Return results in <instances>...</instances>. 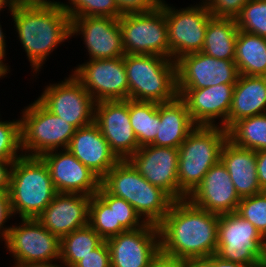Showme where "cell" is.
I'll return each mask as SVG.
<instances>
[{
    "instance_id": "cell-40",
    "label": "cell",
    "mask_w": 266,
    "mask_h": 267,
    "mask_svg": "<svg viewBox=\"0 0 266 267\" xmlns=\"http://www.w3.org/2000/svg\"><path fill=\"white\" fill-rule=\"evenodd\" d=\"M163 0H115L122 15L149 12L159 8Z\"/></svg>"
},
{
    "instance_id": "cell-38",
    "label": "cell",
    "mask_w": 266,
    "mask_h": 267,
    "mask_svg": "<svg viewBox=\"0 0 266 267\" xmlns=\"http://www.w3.org/2000/svg\"><path fill=\"white\" fill-rule=\"evenodd\" d=\"M248 0H210L206 5L212 16L236 18Z\"/></svg>"
},
{
    "instance_id": "cell-13",
    "label": "cell",
    "mask_w": 266,
    "mask_h": 267,
    "mask_svg": "<svg viewBox=\"0 0 266 267\" xmlns=\"http://www.w3.org/2000/svg\"><path fill=\"white\" fill-rule=\"evenodd\" d=\"M22 224L10 228L5 242L15 263L53 262L60 259L61 239L35 218H22Z\"/></svg>"
},
{
    "instance_id": "cell-10",
    "label": "cell",
    "mask_w": 266,
    "mask_h": 267,
    "mask_svg": "<svg viewBox=\"0 0 266 267\" xmlns=\"http://www.w3.org/2000/svg\"><path fill=\"white\" fill-rule=\"evenodd\" d=\"M168 26L169 58L176 61L180 57L201 52L205 32L212 14L205 3L175 9L165 3Z\"/></svg>"
},
{
    "instance_id": "cell-25",
    "label": "cell",
    "mask_w": 266,
    "mask_h": 267,
    "mask_svg": "<svg viewBox=\"0 0 266 267\" xmlns=\"http://www.w3.org/2000/svg\"><path fill=\"white\" fill-rule=\"evenodd\" d=\"M266 113V76L240 75L233 90L227 123L228 130L235 122Z\"/></svg>"
},
{
    "instance_id": "cell-3",
    "label": "cell",
    "mask_w": 266,
    "mask_h": 267,
    "mask_svg": "<svg viewBox=\"0 0 266 267\" xmlns=\"http://www.w3.org/2000/svg\"><path fill=\"white\" fill-rule=\"evenodd\" d=\"M113 196L132 205L146 223L158 225L174 200L162 189L147 181L128 160H119L100 180Z\"/></svg>"
},
{
    "instance_id": "cell-30",
    "label": "cell",
    "mask_w": 266,
    "mask_h": 267,
    "mask_svg": "<svg viewBox=\"0 0 266 267\" xmlns=\"http://www.w3.org/2000/svg\"><path fill=\"white\" fill-rule=\"evenodd\" d=\"M130 124L138 140V145L151 144L158 133V103L129 99Z\"/></svg>"
},
{
    "instance_id": "cell-48",
    "label": "cell",
    "mask_w": 266,
    "mask_h": 267,
    "mask_svg": "<svg viewBox=\"0 0 266 267\" xmlns=\"http://www.w3.org/2000/svg\"><path fill=\"white\" fill-rule=\"evenodd\" d=\"M0 11H2V9H0ZM1 27L2 26L0 24V56L2 58H4L5 55H6V52H5V50H6V43H5V39H4L5 38V35L3 34Z\"/></svg>"
},
{
    "instance_id": "cell-27",
    "label": "cell",
    "mask_w": 266,
    "mask_h": 267,
    "mask_svg": "<svg viewBox=\"0 0 266 267\" xmlns=\"http://www.w3.org/2000/svg\"><path fill=\"white\" fill-rule=\"evenodd\" d=\"M238 31L235 18L211 16L201 52L219 60H235Z\"/></svg>"
},
{
    "instance_id": "cell-5",
    "label": "cell",
    "mask_w": 266,
    "mask_h": 267,
    "mask_svg": "<svg viewBox=\"0 0 266 267\" xmlns=\"http://www.w3.org/2000/svg\"><path fill=\"white\" fill-rule=\"evenodd\" d=\"M9 196L13 215L35 218L57 194L49 169L40 156L22 155L11 167Z\"/></svg>"
},
{
    "instance_id": "cell-21",
    "label": "cell",
    "mask_w": 266,
    "mask_h": 267,
    "mask_svg": "<svg viewBox=\"0 0 266 267\" xmlns=\"http://www.w3.org/2000/svg\"><path fill=\"white\" fill-rule=\"evenodd\" d=\"M235 84H220L201 89H177L178 96L186 103L196 126H215L214 119L221 118L222 127L227 123ZM215 121V122H214Z\"/></svg>"
},
{
    "instance_id": "cell-47",
    "label": "cell",
    "mask_w": 266,
    "mask_h": 267,
    "mask_svg": "<svg viewBox=\"0 0 266 267\" xmlns=\"http://www.w3.org/2000/svg\"><path fill=\"white\" fill-rule=\"evenodd\" d=\"M217 267H253V266L247 265V264H241V263L226 261V260L221 259L217 255Z\"/></svg>"
},
{
    "instance_id": "cell-23",
    "label": "cell",
    "mask_w": 266,
    "mask_h": 267,
    "mask_svg": "<svg viewBox=\"0 0 266 267\" xmlns=\"http://www.w3.org/2000/svg\"><path fill=\"white\" fill-rule=\"evenodd\" d=\"M67 149L100 180L119 161L94 122L76 129Z\"/></svg>"
},
{
    "instance_id": "cell-31",
    "label": "cell",
    "mask_w": 266,
    "mask_h": 267,
    "mask_svg": "<svg viewBox=\"0 0 266 267\" xmlns=\"http://www.w3.org/2000/svg\"><path fill=\"white\" fill-rule=\"evenodd\" d=\"M103 241L90 225L74 230L61 238L60 262L66 267H73Z\"/></svg>"
},
{
    "instance_id": "cell-9",
    "label": "cell",
    "mask_w": 266,
    "mask_h": 267,
    "mask_svg": "<svg viewBox=\"0 0 266 267\" xmlns=\"http://www.w3.org/2000/svg\"><path fill=\"white\" fill-rule=\"evenodd\" d=\"M118 21L125 54L158 55L169 58L165 1L153 11L124 14Z\"/></svg>"
},
{
    "instance_id": "cell-2",
    "label": "cell",
    "mask_w": 266,
    "mask_h": 267,
    "mask_svg": "<svg viewBox=\"0 0 266 267\" xmlns=\"http://www.w3.org/2000/svg\"><path fill=\"white\" fill-rule=\"evenodd\" d=\"M19 40L37 73L47 56L71 37V19L60 2L18 0L10 8Z\"/></svg>"
},
{
    "instance_id": "cell-49",
    "label": "cell",
    "mask_w": 266,
    "mask_h": 267,
    "mask_svg": "<svg viewBox=\"0 0 266 267\" xmlns=\"http://www.w3.org/2000/svg\"><path fill=\"white\" fill-rule=\"evenodd\" d=\"M3 58L0 56V78L1 77H5V75L10 71L9 68H7L8 66H6V64L3 63Z\"/></svg>"
},
{
    "instance_id": "cell-50",
    "label": "cell",
    "mask_w": 266,
    "mask_h": 267,
    "mask_svg": "<svg viewBox=\"0 0 266 267\" xmlns=\"http://www.w3.org/2000/svg\"><path fill=\"white\" fill-rule=\"evenodd\" d=\"M18 0H0V9L4 7H11L14 3H16Z\"/></svg>"
},
{
    "instance_id": "cell-14",
    "label": "cell",
    "mask_w": 266,
    "mask_h": 267,
    "mask_svg": "<svg viewBox=\"0 0 266 267\" xmlns=\"http://www.w3.org/2000/svg\"><path fill=\"white\" fill-rule=\"evenodd\" d=\"M175 63L177 89L236 84L240 76L234 60H219L202 52L184 55Z\"/></svg>"
},
{
    "instance_id": "cell-44",
    "label": "cell",
    "mask_w": 266,
    "mask_h": 267,
    "mask_svg": "<svg viewBox=\"0 0 266 267\" xmlns=\"http://www.w3.org/2000/svg\"><path fill=\"white\" fill-rule=\"evenodd\" d=\"M14 161H0V190L9 191L11 167Z\"/></svg>"
},
{
    "instance_id": "cell-46",
    "label": "cell",
    "mask_w": 266,
    "mask_h": 267,
    "mask_svg": "<svg viewBox=\"0 0 266 267\" xmlns=\"http://www.w3.org/2000/svg\"><path fill=\"white\" fill-rule=\"evenodd\" d=\"M53 262H26L15 263V267H61L60 265L52 264Z\"/></svg>"
},
{
    "instance_id": "cell-20",
    "label": "cell",
    "mask_w": 266,
    "mask_h": 267,
    "mask_svg": "<svg viewBox=\"0 0 266 267\" xmlns=\"http://www.w3.org/2000/svg\"><path fill=\"white\" fill-rule=\"evenodd\" d=\"M187 198L195 206L218 215L236 212L241 200L221 160L208 170Z\"/></svg>"
},
{
    "instance_id": "cell-19",
    "label": "cell",
    "mask_w": 266,
    "mask_h": 267,
    "mask_svg": "<svg viewBox=\"0 0 266 267\" xmlns=\"http://www.w3.org/2000/svg\"><path fill=\"white\" fill-rule=\"evenodd\" d=\"M83 35L92 59L120 58L125 55L118 19L87 16L71 19V35Z\"/></svg>"
},
{
    "instance_id": "cell-16",
    "label": "cell",
    "mask_w": 266,
    "mask_h": 267,
    "mask_svg": "<svg viewBox=\"0 0 266 267\" xmlns=\"http://www.w3.org/2000/svg\"><path fill=\"white\" fill-rule=\"evenodd\" d=\"M105 241L111 267H150L152 258L160 251L159 229L151 223L126 230Z\"/></svg>"
},
{
    "instance_id": "cell-12",
    "label": "cell",
    "mask_w": 266,
    "mask_h": 267,
    "mask_svg": "<svg viewBox=\"0 0 266 267\" xmlns=\"http://www.w3.org/2000/svg\"><path fill=\"white\" fill-rule=\"evenodd\" d=\"M73 75L96 103L129 99L124 56L120 58L90 59L88 62L79 65Z\"/></svg>"
},
{
    "instance_id": "cell-36",
    "label": "cell",
    "mask_w": 266,
    "mask_h": 267,
    "mask_svg": "<svg viewBox=\"0 0 266 267\" xmlns=\"http://www.w3.org/2000/svg\"><path fill=\"white\" fill-rule=\"evenodd\" d=\"M21 151L20 119L0 121V161H15L23 154Z\"/></svg>"
},
{
    "instance_id": "cell-29",
    "label": "cell",
    "mask_w": 266,
    "mask_h": 267,
    "mask_svg": "<svg viewBox=\"0 0 266 267\" xmlns=\"http://www.w3.org/2000/svg\"><path fill=\"white\" fill-rule=\"evenodd\" d=\"M89 225L103 240L126 231L122 225H115L114 196L101 185L98 192L91 196Z\"/></svg>"
},
{
    "instance_id": "cell-1",
    "label": "cell",
    "mask_w": 266,
    "mask_h": 267,
    "mask_svg": "<svg viewBox=\"0 0 266 267\" xmlns=\"http://www.w3.org/2000/svg\"><path fill=\"white\" fill-rule=\"evenodd\" d=\"M219 215L195 206L188 198L175 200L157 225L160 250L189 261L216 254Z\"/></svg>"
},
{
    "instance_id": "cell-39",
    "label": "cell",
    "mask_w": 266,
    "mask_h": 267,
    "mask_svg": "<svg viewBox=\"0 0 266 267\" xmlns=\"http://www.w3.org/2000/svg\"><path fill=\"white\" fill-rule=\"evenodd\" d=\"M73 267H111L110 252L106 241L104 240Z\"/></svg>"
},
{
    "instance_id": "cell-26",
    "label": "cell",
    "mask_w": 266,
    "mask_h": 267,
    "mask_svg": "<svg viewBox=\"0 0 266 267\" xmlns=\"http://www.w3.org/2000/svg\"><path fill=\"white\" fill-rule=\"evenodd\" d=\"M158 113V133L151 145L179 148L196 127L186 103L179 96L173 101L158 103Z\"/></svg>"
},
{
    "instance_id": "cell-32",
    "label": "cell",
    "mask_w": 266,
    "mask_h": 267,
    "mask_svg": "<svg viewBox=\"0 0 266 267\" xmlns=\"http://www.w3.org/2000/svg\"><path fill=\"white\" fill-rule=\"evenodd\" d=\"M228 140L253 151L266 150V113L235 122L228 130Z\"/></svg>"
},
{
    "instance_id": "cell-35",
    "label": "cell",
    "mask_w": 266,
    "mask_h": 267,
    "mask_svg": "<svg viewBox=\"0 0 266 267\" xmlns=\"http://www.w3.org/2000/svg\"><path fill=\"white\" fill-rule=\"evenodd\" d=\"M236 213L254 225L266 239V191L241 198Z\"/></svg>"
},
{
    "instance_id": "cell-43",
    "label": "cell",
    "mask_w": 266,
    "mask_h": 267,
    "mask_svg": "<svg viewBox=\"0 0 266 267\" xmlns=\"http://www.w3.org/2000/svg\"><path fill=\"white\" fill-rule=\"evenodd\" d=\"M257 178L260 187L266 191V150L256 151Z\"/></svg>"
},
{
    "instance_id": "cell-22",
    "label": "cell",
    "mask_w": 266,
    "mask_h": 267,
    "mask_svg": "<svg viewBox=\"0 0 266 267\" xmlns=\"http://www.w3.org/2000/svg\"><path fill=\"white\" fill-rule=\"evenodd\" d=\"M91 196L57 193L36 219L60 239L74 230L89 225Z\"/></svg>"
},
{
    "instance_id": "cell-6",
    "label": "cell",
    "mask_w": 266,
    "mask_h": 267,
    "mask_svg": "<svg viewBox=\"0 0 266 267\" xmlns=\"http://www.w3.org/2000/svg\"><path fill=\"white\" fill-rule=\"evenodd\" d=\"M129 99L166 103L178 97L176 63L158 55L125 54Z\"/></svg>"
},
{
    "instance_id": "cell-4",
    "label": "cell",
    "mask_w": 266,
    "mask_h": 267,
    "mask_svg": "<svg viewBox=\"0 0 266 267\" xmlns=\"http://www.w3.org/2000/svg\"><path fill=\"white\" fill-rule=\"evenodd\" d=\"M227 130L196 126L178 148V200L187 198L202 182L208 170L221 159Z\"/></svg>"
},
{
    "instance_id": "cell-8",
    "label": "cell",
    "mask_w": 266,
    "mask_h": 267,
    "mask_svg": "<svg viewBox=\"0 0 266 267\" xmlns=\"http://www.w3.org/2000/svg\"><path fill=\"white\" fill-rule=\"evenodd\" d=\"M221 259L264 267L266 239L236 212L219 215L217 251Z\"/></svg>"
},
{
    "instance_id": "cell-7",
    "label": "cell",
    "mask_w": 266,
    "mask_h": 267,
    "mask_svg": "<svg viewBox=\"0 0 266 267\" xmlns=\"http://www.w3.org/2000/svg\"><path fill=\"white\" fill-rule=\"evenodd\" d=\"M23 110L20 118L23 155L41 156L59 147L68 148L76 131L73 125L47 110L38 100Z\"/></svg>"
},
{
    "instance_id": "cell-28",
    "label": "cell",
    "mask_w": 266,
    "mask_h": 267,
    "mask_svg": "<svg viewBox=\"0 0 266 267\" xmlns=\"http://www.w3.org/2000/svg\"><path fill=\"white\" fill-rule=\"evenodd\" d=\"M234 62L240 75L266 76V38L239 30Z\"/></svg>"
},
{
    "instance_id": "cell-45",
    "label": "cell",
    "mask_w": 266,
    "mask_h": 267,
    "mask_svg": "<svg viewBox=\"0 0 266 267\" xmlns=\"http://www.w3.org/2000/svg\"><path fill=\"white\" fill-rule=\"evenodd\" d=\"M186 267H217V255L191 259L187 261Z\"/></svg>"
},
{
    "instance_id": "cell-11",
    "label": "cell",
    "mask_w": 266,
    "mask_h": 267,
    "mask_svg": "<svg viewBox=\"0 0 266 267\" xmlns=\"http://www.w3.org/2000/svg\"><path fill=\"white\" fill-rule=\"evenodd\" d=\"M37 100L76 129L94 122L96 102L73 74L61 83L47 86Z\"/></svg>"
},
{
    "instance_id": "cell-34",
    "label": "cell",
    "mask_w": 266,
    "mask_h": 267,
    "mask_svg": "<svg viewBox=\"0 0 266 267\" xmlns=\"http://www.w3.org/2000/svg\"><path fill=\"white\" fill-rule=\"evenodd\" d=\"M235 20L239 30L266 38V0H248Z\"/></svg>"
},
{
    "instance_id": "cell-33",
    "label": "cell",
    "mask_w": 266,
    "mask_h": 267,
    "mask_svg": "<svg viewBox=\"0 0 266 267\" xmlns=\"http://www.w3.org/2000/svg\"><path fill=\"white\" fill-rule=\"evenodd\" d=\"M69 4L61 3L70 19L87 16L119 19L122 16L115 0H69Z\"/></svg>"
},
{
    "instance_id": "cell-51",
    "label": "cell",
    "mask_w": 266,
    "mask_h": 267,
    "mask_svg": "<svg viewBox=\"0 0 266 267\" xmlns=\"http://www.w3.org/2000/svg\"><path fill=\"white\" fill-rule=\"evenodd\" d=\"M205 1V2H204ZM210 0H203L202 2L207 4Z\"/></svg>"
},
{
    "instance_id": "cell-41",
    "label": "cell",
    "mask_w": 266,
    "mask_h": 267,
    "mask_svg": "<svg viewBox=\"0 0 266 267\" xmlns=\"http://www.w3.org/2000/svg\"><path fill=\"white\" fill-rule=\"evenodd\" d=\"M11 216H13V212L9 192L0 190V236L5 242L8 238L11 227L4 228L3 225L7 222L6 220L10 219Z\"/></svg>"
},
{
    "instance_id": "cell-17",
    "label": "cell",
    "mask_w": 266,
    "mask_h": 267,
    "mask_svg": "<svg viewBox=\"0 0 266 267\" xmlns=\"http://www.w3.org/2000/svg\"><path fill=\"white\" fill-rule=\"evenodd\" d=\"M128 161L152 185L178 200V148L144 145Z\"/></svg>"
},
{
    "instance_id": "cell-18",
    "label": "cell",
    "mask_w": 266,
    "mask_h": 267,
    "mask_svg": "<svg viewBox=\"0 0 266 267\" xmlns=\"http://www.w3.org/2000/svg\"><path fill=\"white\" fill-rule=\"evenodd\" d=\"M40 157L49 169L57 193L92 196L98 192L100 179L68 149L48 151Z\"/></svg>"
},
{
    "instance_id": "cell-15",
    "label": "cell",
    "mask_w": 266,
    "mask_h": 267,
    "mask_svg": "<svg viewBox=\"0 0 266 267\" xmlns=\"http://www.w3.org/2000/svg\"><path fill=\"white\" fill-rule=\"evenodd\" d=\"M94 123L119 160H128L139 148L129 118V99L95 103Z\"/></svg>"
},
{
    "instance_id": "cell-37",
    "label": "cell",
    "mask_w": 266,
    "mask_h": 267,
    "mask_svg": "<svg viewBox=\"0 0 266 267\" xmlns=\"http://www.w3.org/2000/svg\"><path fill=\"white\" fill-rule=\"evenodd\" d=\"M114 215L115 225H122L126 230L141 228L146 224L132 205L116 196H114Z\"/></svg>"
},
{
    "instance_id": "cell-24",
    "label": "cell",
    "mask_w": 266,
    "mask_h": 267,
    "mask_svg": "<svg viewBox=\"0 0 266 267\" xmlns=\"http://www.w3.org/2000/svg\"><path fill=\"white\" fill-rule=\"evenodd\" d=\"M220 160L226 166L240 198L263 192L257 178L256 151L236 146L227 139Z\"/></svg>"
},
{
    "instance_id": "cell-42",
    "label": "cell",
    "mask_w": 266,
    "mask_h": 267,
    "mask_svg": "<svg viewBox=\"0 0 266 267\" xmlns=\"http://www.w3.org/2000/svg\"><path fill=\"white\" fill-rule=\"evenodd\" d=\"M187 261L167 255L161 250L152 258L150 267H186Z\"/></svg>"
}]
</instances>
